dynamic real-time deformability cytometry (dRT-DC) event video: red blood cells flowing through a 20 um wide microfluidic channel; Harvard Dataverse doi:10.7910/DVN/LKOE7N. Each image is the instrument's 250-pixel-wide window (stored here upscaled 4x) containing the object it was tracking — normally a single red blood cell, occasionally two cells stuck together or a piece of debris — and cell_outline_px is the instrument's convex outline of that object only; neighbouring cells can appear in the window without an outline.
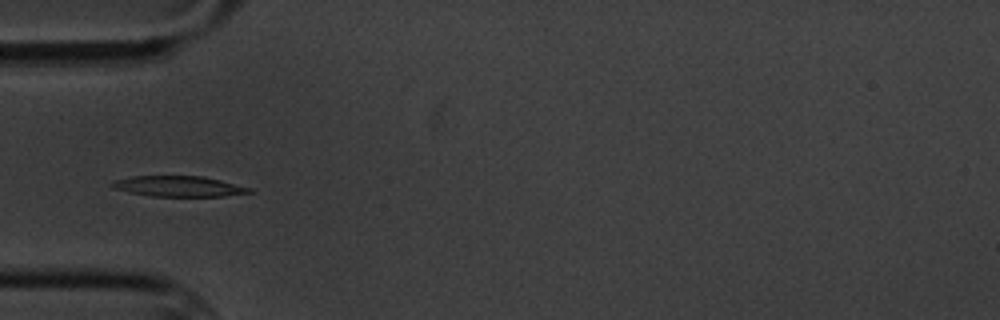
{"species": "common noctule bat (a hibernating species)", "species_latin": "Nyctalus noctula", "temperature_condition": "cold", "stored_images_in_passage": 7, "camera_frame_rate_fps": 3000, "um_per_image_px": 0.085, "animal": {"sex": "male", "body_mass_g": 20.1, "forearm_length_mm": 53.5}, "frame": {"image": 1, "passage_image": 5, "time_ms": 5.667, "image_size_px": [1000, 320], "cell_outline_px": [[252, 192], [224, 196], [152, 196], [112, 188], [112, 180], [132, 176], [204, 176], [252, 188]], "centroid_in_image_um": [15.19, 15.83], "position_along_channel_um": 69.8, "area_um2": 16.3}}
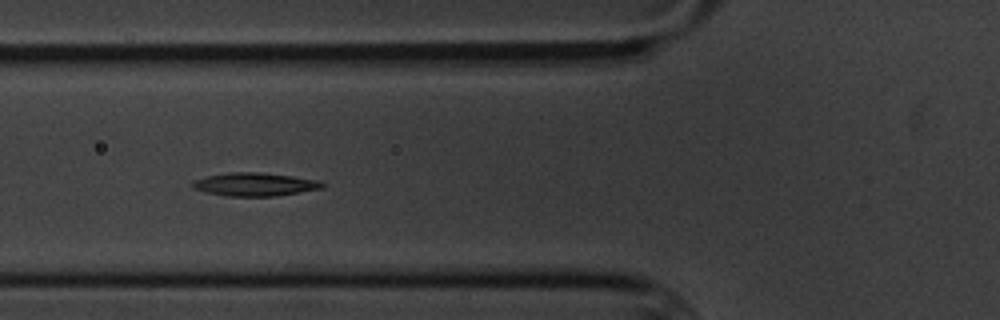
{"frame": {"image": 2, "passage_image": 6, "time_ms": 6.667, "image_size_px": [1000, 320], "cell_outline_px": [[324, 188], [276, 196], [224, 196], [192, 188], [192, 180], [208, 176], [228, 172], [260, 172], [292, 176], [320, 180], [324, 184]], "centroid_in_image_um": [21.67, 15.67], "position_along_channel_um": 104.1, "area_um2": 17.63}}
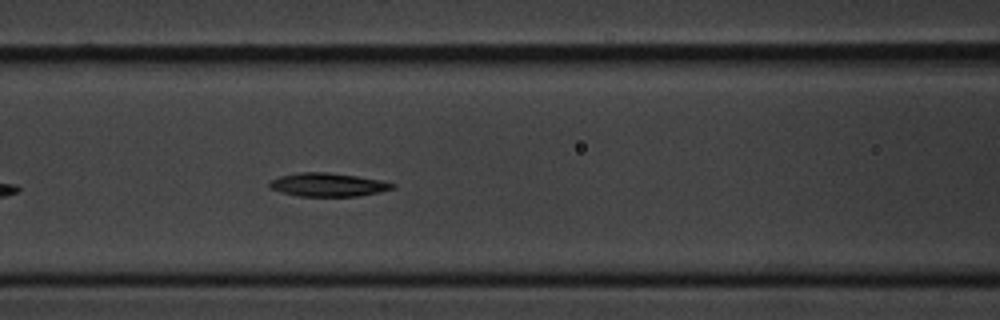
{"frame": {"image": 3, "passage_image": 7, "time_ms": 7.667, "image_size_px": [1000, 320], "cell_outline_px": [[396, 188], [380, 192], [356, 196], [300, 196], [280, 192], [268, 188], [268, 184], [272, 180], [280, 176], [300, 172], [328, 172], [356, 176], [380, 180], [396, 184]], "centroid_in_image_um": [27.87, 15.7], "position_along_channel_um": 138.7, "area_um2": 16.82}}